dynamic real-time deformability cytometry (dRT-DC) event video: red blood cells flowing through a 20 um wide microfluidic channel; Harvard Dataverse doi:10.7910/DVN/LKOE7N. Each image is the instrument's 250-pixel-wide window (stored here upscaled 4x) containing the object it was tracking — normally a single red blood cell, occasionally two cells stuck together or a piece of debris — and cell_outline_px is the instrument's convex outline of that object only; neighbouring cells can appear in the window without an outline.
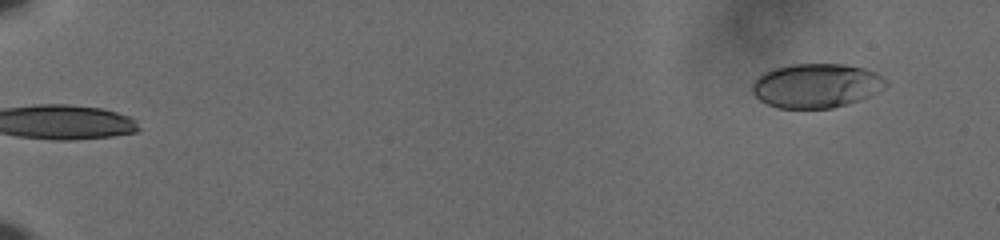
{"species": "human", "species_latin": "Homo sapiens", "temperature_condition": "cold", "stored_images_in_passage": 56, "camera_frame_rate_fps": 3000, "um_per_image_px": 0.085, "donor": {"sex": "male"}, "frame": {"image": 1, "passage_image": 1, "time_ms": 0.0, "image_size_px": [1000, 240], "cell_outline_px": [[888, 84], [880, 92], [860, 100], [848, 104], [832, 108], [776, 108], [760, 100], [752, 92], [752, 80], [756, 76], [772, 68], [792, 64], [844, 64], [864, 68], [876, 72]], "centroid_in_image_um": [69.36, 7.28], "position_along_channel_um": 15.6, "area_um2": 34.8}}
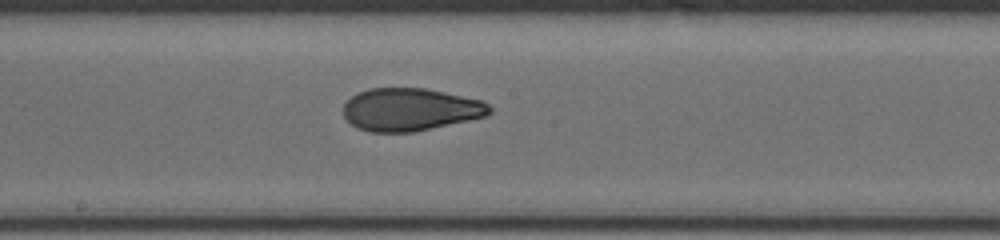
{"frame": {"image": 2, "passage_image": 32, "time_ms": 10.333, "image_size_px": [1000, 240], "cell_outline_px": [[492, 112], [488, 116], [412, 132], [368, 132], [356, 128], [344, 116], [344, 104], [352, 96], [368, 88], [424, 88], [484, 100], [492, 108]], "centroid_in_image_um": [34.9, 9.31], "position_along_channel_um": 213.3, "area_um2": 36.41}}
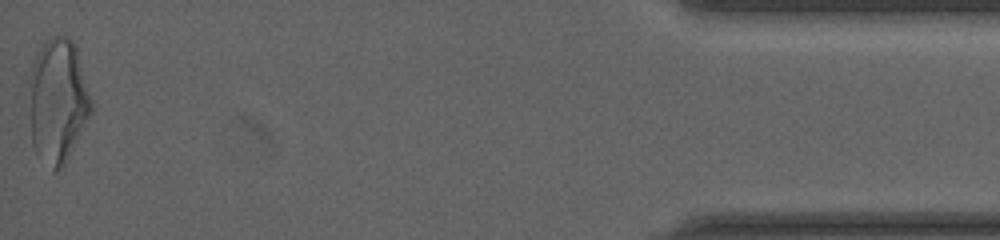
{"frame": {"image": 3, "passage_image": 56, "time_ms": 18.333, "image_size_px": [1000, 240], "cell_outline_px": [[92, 112], [64, 164], [60, 168], [52, 172], [36, 156], [32, 148], [32, 64], [40, 48], [48, 36], [64, 36], [72, 40], [76, 44], [92, 100]], "centroid_in_image_um": [4.95, 8.58], "position_along_channel_um": 430.2, "area_um2": 44.33}, "authors_computed_cell_mechanics": {"area_um2": 36.5296, "velocity_mm_per_s": 3.6405, "shape_relaxation_time_tau1_ms": 4.9328, "shape_relaxation_time_tau2_ms": 1.5727, "deformation_change_tau1": 0.1658, "deformation_change_tau2": 0.0729}}